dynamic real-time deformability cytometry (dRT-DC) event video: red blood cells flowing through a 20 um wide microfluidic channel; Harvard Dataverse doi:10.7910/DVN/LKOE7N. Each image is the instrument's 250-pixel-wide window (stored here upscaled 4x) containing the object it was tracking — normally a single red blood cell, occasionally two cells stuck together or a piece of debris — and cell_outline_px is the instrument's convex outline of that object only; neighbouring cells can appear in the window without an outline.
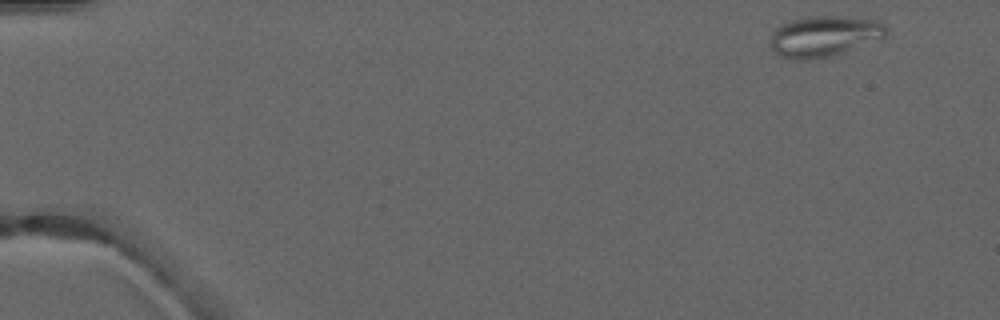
{"species": "common noctule bat (a hibernating species)", "species_latin": "Nyctalus noctula", "temperature_condition": "warm", "stored_images_in_passage": 4, "camera_frame_rate_fps": 3000, "um_per_image_px": 0.085, "animal": {"sex": "male", "forearm_length_mm": 52.5}, "frame": {"image": 1, "passage_image": 1, "time_ms": 0.0, "image_size_px": [1000, 320], "cell_outline_px": [[888, 32], [884, 36], [844, 52], [832, 56], [808, 60], [796, 60], [780, 56], [768, 44], [768, 36], [780, 24], [792, 20], [808, 16], [840, 16], [880, 20], [888, 28]], "centroid_in_image_um": [70.0, 3.07], "position_along_channel_um": 15.0, "area_um2": 27.8}}